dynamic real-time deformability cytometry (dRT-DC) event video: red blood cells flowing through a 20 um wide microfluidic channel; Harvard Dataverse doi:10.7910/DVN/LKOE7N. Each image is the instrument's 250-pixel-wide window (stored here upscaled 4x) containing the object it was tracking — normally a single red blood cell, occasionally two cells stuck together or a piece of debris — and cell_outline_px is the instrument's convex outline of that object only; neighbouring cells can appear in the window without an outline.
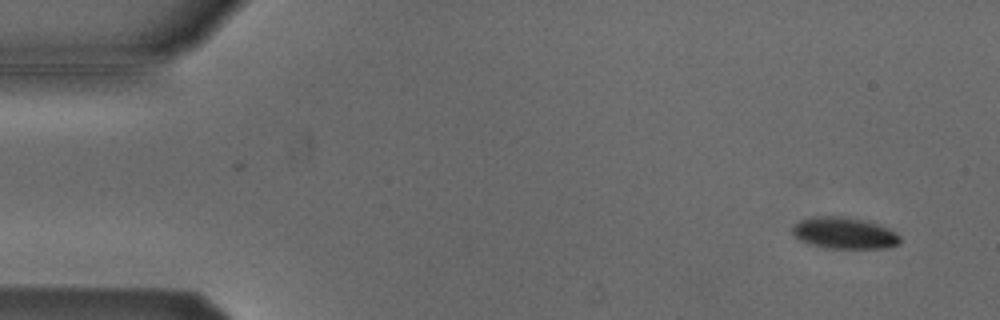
{"species": "Egyptian fruit bat (a non-hibernating species)", "species_latin": "Rousettus aegyptiacus", "temperature_condition": "cold", "stored_images_in_passage": 53, "camera_frame_rate_fps": 3000, "um_per_image_px": 0.085, "animal": {"sex": "male"}, "frame": {"image": 1, "passage_image": 3, "time_ms": 0.667, "image_size_px": [1000, 320], "cell_outline_px": [[900, 244], [884, 248], [828, 248], [812, 244], [800, 240], [792, 232], [792, 224], [800, 220], [812, 216], [844, 216], [868, 220], [880, 224], [896, 232], [900, 236]], "centroid_in_image_um": [71.78, 19.79], "position_along_channel_um": 13.2, "area_um2": 20.0}}
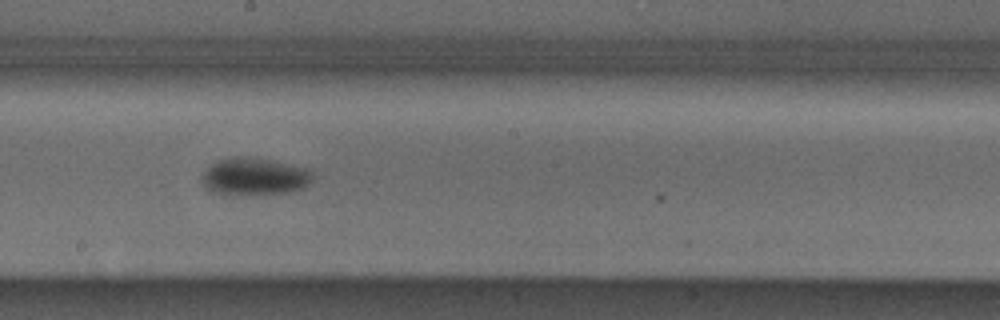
{"frame": {"image": 2, "passage_image": 29, "time_ms": 9.333, "image_size_px": [1000, 320], "cell_outline_px": [[312, 180], [304, 188], [288, 192], [224, 196], [212, 192], [204, 184], [204, 172], [212, 164], [220, 160], [236, 156], [240, 156], [272, 160], [308, 168], [312, 176]], "centroid_in_image_um": [21.64, 15.02], "position_along_channel_um": 226.6, "area_um2": 23.99}}
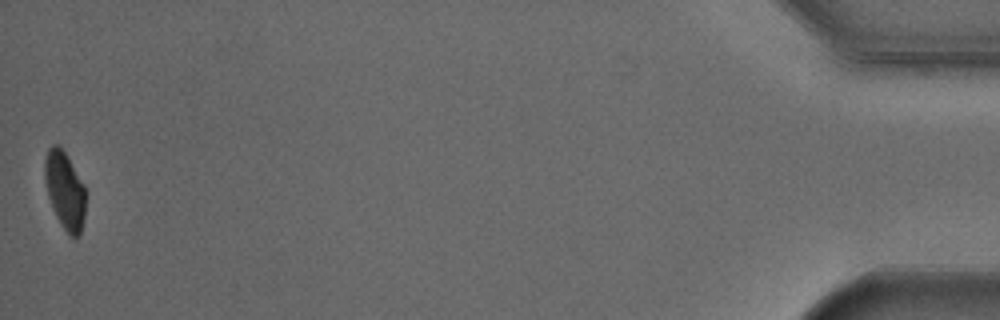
{"frame": {"image": 3, "passage_image": 53, "time_ms": 17.333, "image_size_px": [1000, 320], "cell_outline_px": [[84, 216], [80, 236], [72, 236], [60, 224], [52, 208], [48, 196], [44, 176], [44, 160], [48, 148], [52, 144], [56, 144], [64, 152], [84, 184]], "centroid_in_image_um": [5.48, 16.17], "position_along_channel_um": 429.7, "area_um2": 18.15}, "authors_computed_cell_mechanics": {"area_um2": 21.0392, "velocity_mm_per_s": 3.7952, "shape_relaxation_time_tau1_ms": 2.4315, "shape_relaxation_time_tau2_ms": null, "deformation_change_tau1": 0.0861, "deformation_change_tau2": null}}